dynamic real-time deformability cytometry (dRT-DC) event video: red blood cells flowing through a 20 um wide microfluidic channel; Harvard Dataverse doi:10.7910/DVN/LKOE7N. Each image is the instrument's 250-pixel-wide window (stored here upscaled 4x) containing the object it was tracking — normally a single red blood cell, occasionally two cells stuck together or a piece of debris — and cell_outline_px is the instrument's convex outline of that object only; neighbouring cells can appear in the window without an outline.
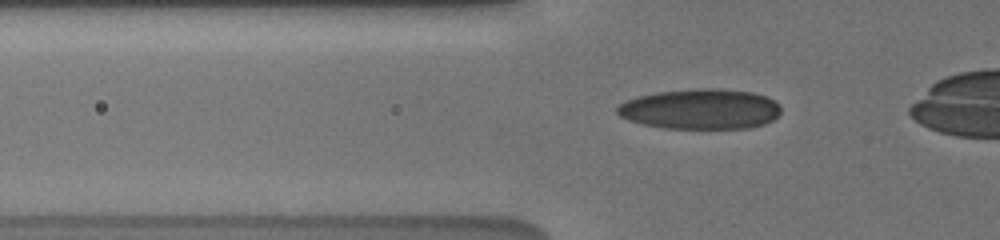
{"species": "human", "species_latin": "Homo sapiens", "temperature_condition": "cold", "stored_images_in_passage": 33, "camera_frame_rate_fps": 3000, "um_per_image_px": 0.085, "donor": {"sex": "male"}, "frame": {"image": 1, "passage_image": 13, "time_ms": 4.667, "image_size_px": [1000, 240], "cell_outline_px": [[780, 112], [772, 120], [764, 124], [748, 128], [664, 128], [644, 124], [628, 120], [620, 116], [616, 112], [616, 108], [620, 104], [628, 100], [640, 96], [660, 92], [696, 88], [720, 88], [752, 92], [768, 96], [780, 104]], "centroid_in_image_um": [59.57, 9.26], "position_along_channel_um": 66.2, "area_um2": 38.38}}
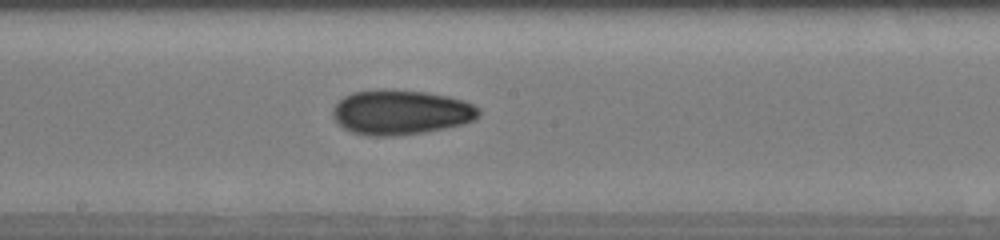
{"frame": {"image": 2, "passage_image": 24, "time_ms": 8.667, "image_size_px": [1000, 240], "cell_outline_px": [[480, 116], [476, 120], [464, 124], [424, 132], [388, 136], [368, 136], [352, 132], [336, 124], [332, 116], [332, 108], [344, 96], [352, 92], [380, 88], [396, 88], [428, 92], [448, 96], [464, 100], [480, 108]], "centroid_in_image_um": [34.06, 9.52], "position_along_channel_um": 214.1, "area_um2": 38.84}}
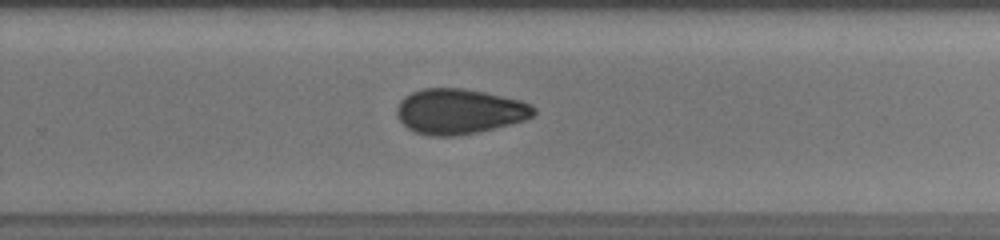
{"frame": {"image": 3, "passage_image": 30, "time_ms": 10.667, "image_size_px": [1000, 240], "cell_outline_px": [[536, 112], [532, 116], [524, 120], [476, 132], [452, 136], [432, 136], [416, 132], [408, 128], [400, 120], [396, 112], [396, 108], [400, 100], [404, 96], [412, 92], [424, 88], [460, 88], [484, 92], [520, 100], [532, 104], [536, 108]], "centroid_in_image_um": [39.03, 9.46], "position_along_channel_um": 290.8, "area_um2": 35.78}}